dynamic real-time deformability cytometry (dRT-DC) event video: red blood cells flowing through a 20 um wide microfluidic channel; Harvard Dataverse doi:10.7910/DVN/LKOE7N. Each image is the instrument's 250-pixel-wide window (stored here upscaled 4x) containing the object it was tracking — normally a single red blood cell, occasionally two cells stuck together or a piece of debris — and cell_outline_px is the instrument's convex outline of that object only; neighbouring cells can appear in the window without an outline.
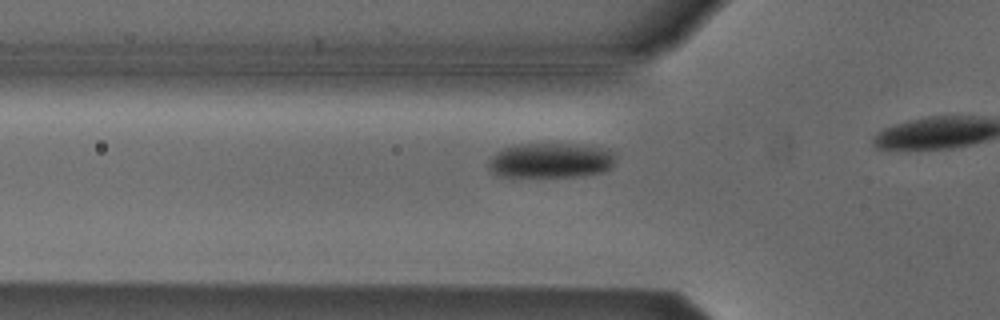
{"species": "Egyptian fruit bat (a non-hibernating species)", "species_latin": "Rousettus aegyptiacus", "temperature_condition": "cold", "stored_images_in_passage": 19, "camera_frame_rate_fps": 3000, "um_per_image_px": 0.085, "animal": {"sex": "male"}, "frame": {"image": 1, "passage_image": 14, "time_ms": 4.333, "image_size_px": [1000, 320], "cell_outline_px": [[616, 156], [612, 168], [604, 172], [584, 176], [500, 176], [492, 172], [488, 168], [488, 160], [496, 152], [504, 148], [524, 144], [572, 144], [608, 148], [616, 152]], "centroid_in_image_um": [46.88, 13.64], "position_along_channel_um": 78.9, "area_um2": 26.07}}